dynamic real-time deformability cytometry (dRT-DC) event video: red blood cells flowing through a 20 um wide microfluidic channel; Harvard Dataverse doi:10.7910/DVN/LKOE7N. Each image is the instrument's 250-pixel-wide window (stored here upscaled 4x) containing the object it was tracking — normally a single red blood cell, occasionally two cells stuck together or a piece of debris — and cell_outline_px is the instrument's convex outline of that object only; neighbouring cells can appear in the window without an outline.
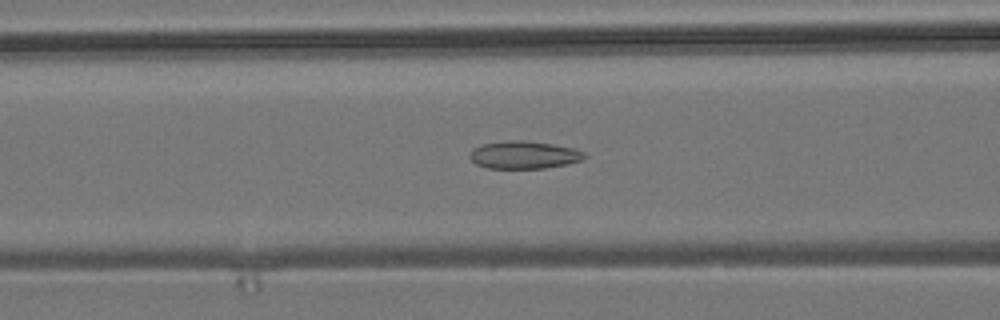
{"species": "common noctule bat (a hibernating species)", "species_latin": "Nyctalus noctula", "temperature_condition": "room temperature", "stored_images_in_passage": 48, "camera_frame_rate_fps": 3000, "um_per_image_px": 0.085, "animal": {"sex": "male", "body_mass_g": 19.2, "forearm_length_mm": 51.8}, "frame": {"image": 1, "passage_image": 19, "time_ms": 6.0, "image_size_px": [1000, 320], "cell_outline_px": [[588, 156], [584, 160], [568, 164], [544, 168], [488, 168], [476, 164], [468, 156], [472, 148], [484, 144], [504, 140], [524, 140], [552, 144], [572, 148], [584, 152]], "centroid_in_image_um": [44.54, 13.16], "position_along_channel_um": 122.1, "area_um2": 18.61}}
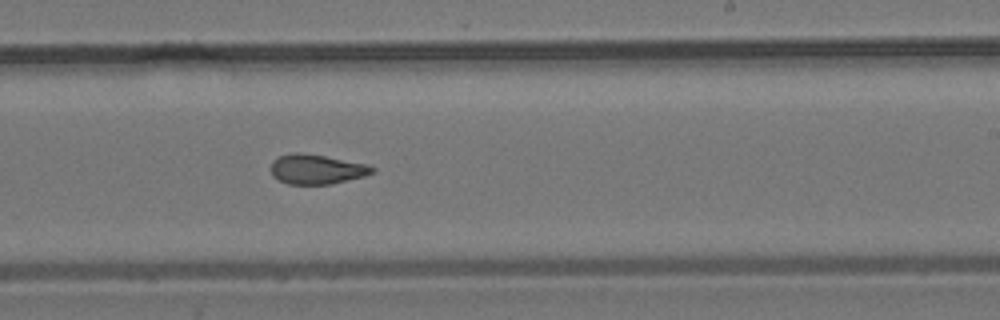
{"frame": {"image": 2, "passage_image": 30, "time_ms": 9.667, "image_size_px": [1000, 320], "cell_outline_px": [[376, 172], [364, 176], [332, 184], [288, 184], [272, 176], [272, 160], [276, 156], [292, 152], [300, 152], [324, 156], [368, 164], [376, 168]], "centroid_in_image_um": [26.92, 14.37], "position_along_channel_um": 262.1, "area_um2": 17.69}}
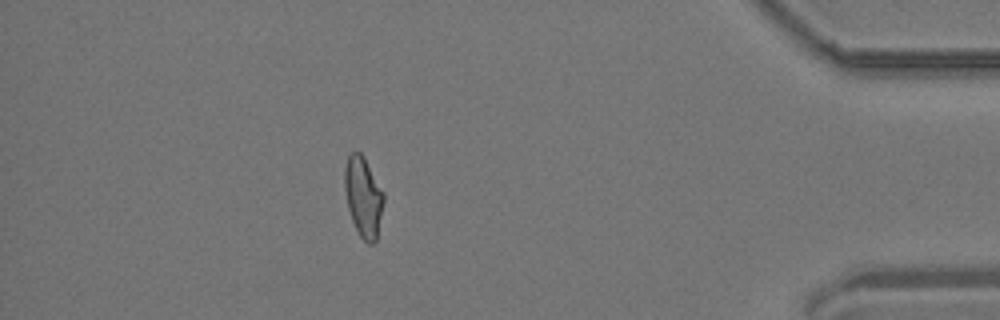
{"frame": {"image": 3, "passage_image": 45, "time_ms": 14.667, "image_size_px": [1000, 320], "cell_outline_px": [[384, 200], [376, 240], [372, 244], [368, 244], [360, 236], [352, 220], [348, 208], [344, 188], [344, 168], [348, 156], [352, 152], [360, 152], [364, 156], [384, 192]], "centroid_in_image_um": [30.88, 16.7], "position_along_channel_um": 404.3, "area_um2": 18.21}, "authors_computed_cell_mechanics": {"area_um2": 18.207, "velocity_mm_per_s": 3.8175, "shape_relaxation_time_tau1_ms": null, "shape_relaxation_time_tau2_ms": 1.9239, "deformation_change_tau1": null, "deformation_change_tau2": 0.0887}}